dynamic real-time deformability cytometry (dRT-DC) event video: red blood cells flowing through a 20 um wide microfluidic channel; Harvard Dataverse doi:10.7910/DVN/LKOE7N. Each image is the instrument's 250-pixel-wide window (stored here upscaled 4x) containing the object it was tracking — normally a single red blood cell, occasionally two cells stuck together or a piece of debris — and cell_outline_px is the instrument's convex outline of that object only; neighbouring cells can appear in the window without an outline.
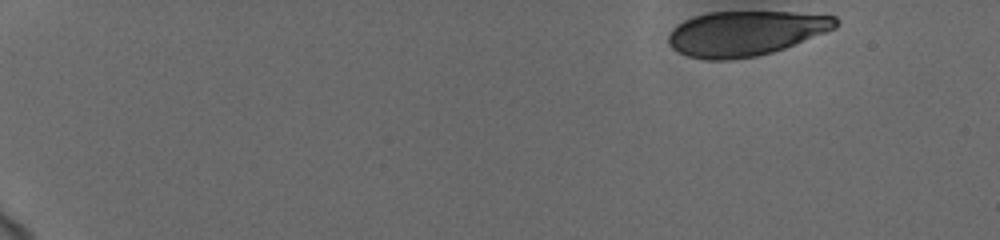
{"species": "human", "species_latin": "Homo sapiens", "temperature_condition": "cold", "stored_images_in_passage": 14, "camera_frame_rate_fps": 3000, "um_per_image_px": 0.085, "donor": {"sex": "female"}, "frame": {"image": 1, "passage_image": 1, "time_ms": 0.0, "image_size_px": [1000, 240], "cell_outline_px": [[836, 28], [784, 48], [772, 52], [756, 56], [728, 60], [708, 60], [688, 56], [672, 48], [668, 44], [668, 36], [672, 28], [676, 24], [692, 16], [708, 12], [792, 12], [836, 16]], "centroid_in_image_um": [63.31, 2.83], "position_along_channel_um": 21.7, "area_um2": 43.64}}
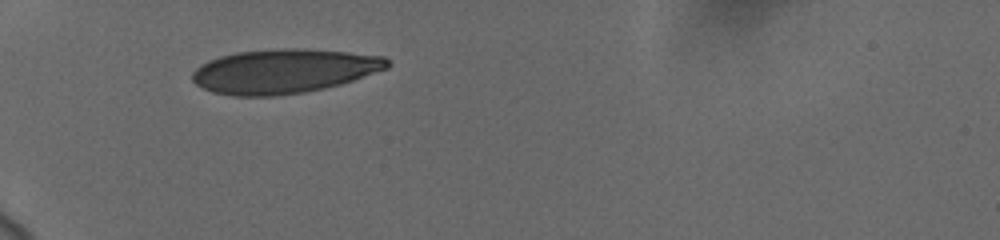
{"frame": {"image": 2, "passage_image": 12, "time_ms": 4.667, "image_size_px": [1000, 240], "cell_outline_px": [[392, 64], [388, 68], [340, 84], [324, 88], [304, 92], [276, 96], [232, 96], [212, 92], [196, 84], [192, 80], [192, 72], [196, 68], [220, 56], [236, 52], [280, 48], [300, 48], [348, 52], [384, 56]], "centroid_in_image_um": [24.14, 6.05], "position_along_channel_um": 60.9, "area_um2": 50.17}}